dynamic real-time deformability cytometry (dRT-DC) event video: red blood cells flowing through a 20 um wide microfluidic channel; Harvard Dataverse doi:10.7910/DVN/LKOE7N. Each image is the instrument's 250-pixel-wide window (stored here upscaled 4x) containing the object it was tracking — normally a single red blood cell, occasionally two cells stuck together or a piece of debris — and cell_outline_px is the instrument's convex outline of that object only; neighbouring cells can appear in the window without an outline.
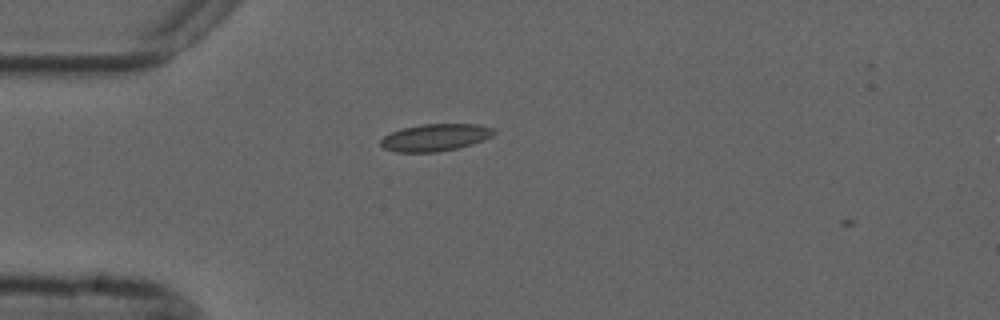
{"species": "common noctule bat (a hibernating species)", "species_latin": "Nyctalus noctula", "temperature_condition": "cold", "stored_images_in_passage": 2, "camera_frame_rate_fps": 3000, "um_per_image_px": 0.085, "animal": {"sex": "male", "forearm_length_mm": 52.5}, "frame": {"image": 1, "passage_image": 1, "time_ms": 0.0, "image_size_px": [1000, 320], "cell_outline_px": [[496, 132], [492, 136], [484, 140], [472, 144], [456, 148], [436, 152], [396, 152], [384, 148], [380, 144], [380, 140], [384, 136], [392, 132], [404, 128], [424, 124], [476, 124], [492, 128]], "centroid_in_image_um": [37.0, 11.69], "position_along_channel_um": 48.0, "area_um2": 17.74}}